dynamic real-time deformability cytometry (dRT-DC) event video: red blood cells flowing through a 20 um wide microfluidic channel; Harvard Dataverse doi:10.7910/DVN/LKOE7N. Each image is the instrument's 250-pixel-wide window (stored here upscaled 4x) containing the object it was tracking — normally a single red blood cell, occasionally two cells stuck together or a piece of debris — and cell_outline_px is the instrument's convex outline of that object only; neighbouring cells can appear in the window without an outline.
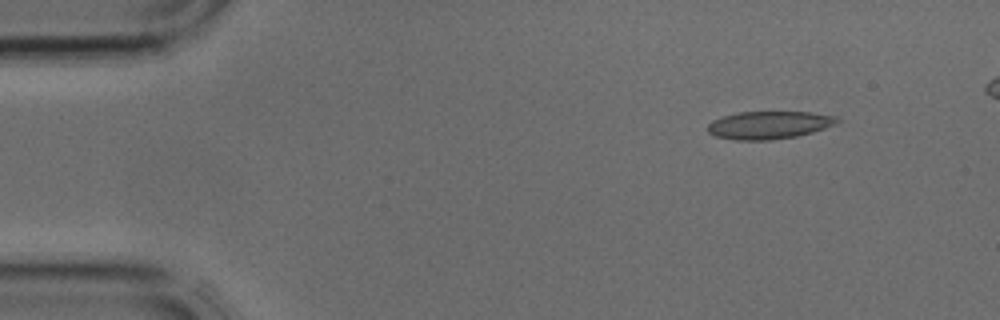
{"species": "common noctule bat (a hibernating species)", "species_latin": "Nyctalus noctula", "temperature_condition": "cold", "stored_images_in_passage": 4, "segment_of_instrument_passage": [2, 2], "camera_frame_rate_fps": 3000, "um_per_image_px": 0.085, "animal": {"sex": "male", "body_mass_g": 17.9, "forearm_length_mm": 54.2}, "frame": {"image": 1, "passage_image": 4, "time_ms": 1.0, "image_size_px": [1000, 320], "cell_outline_px": [[840, 120], [836, 124], [812, 132], [796, 136], [772, 140], [736, 140], [716, 136], [708, 132], [708, 124], [712, 120], [736, 112], [812, 112], [836, 116]], "centroid_in_image_um": [65.37, 10.62], "position_along_channel_um": 19.6, "area_um2": 20.92}}